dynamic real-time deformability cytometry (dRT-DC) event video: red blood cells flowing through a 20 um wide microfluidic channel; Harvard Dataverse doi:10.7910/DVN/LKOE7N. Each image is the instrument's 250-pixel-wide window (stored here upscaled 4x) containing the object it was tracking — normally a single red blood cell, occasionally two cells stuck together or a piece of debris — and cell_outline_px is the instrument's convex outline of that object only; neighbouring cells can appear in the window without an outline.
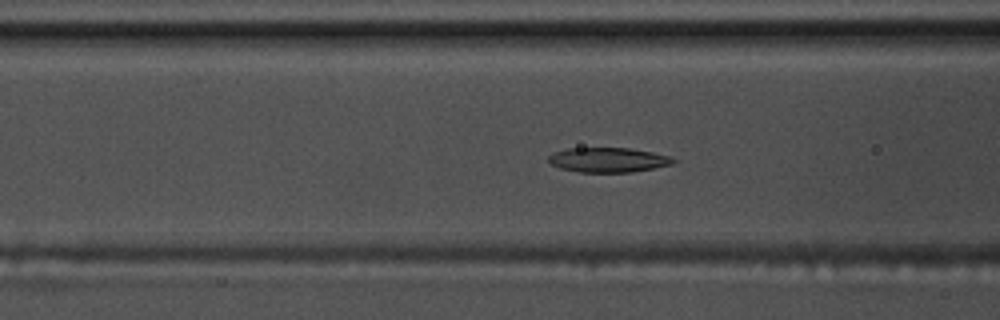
{"species": "common noctule bat (a hibernating species)", "species_latin": "Nyctalus noctula", "temperature_condition": "warm", "stored_images_in_passage": 58, "camera_frame_rate_fps": 3000, "um_per_image_px": 0.085, "animal": {"sex": "male", "body_mass_g": 17.5, "forearm_length_mm": 52.3}, "frame": {"image": 1, "passage_image": 23, "time_ms": 7.333, "image_size_px": [1000, 320], "cell_outline_px": [[676, 160], [672, 164], [632, 172], [580, 172], [560, 168], [552, 164], [548, 160], [548, 156], [552, 152], [568, 148], [628, 148], [652, 152], [668, 156]], "centroid_in_image_um": [51.65, 13.59], "position_along_channel_um": 115.0, "area_um2": 17.8}}
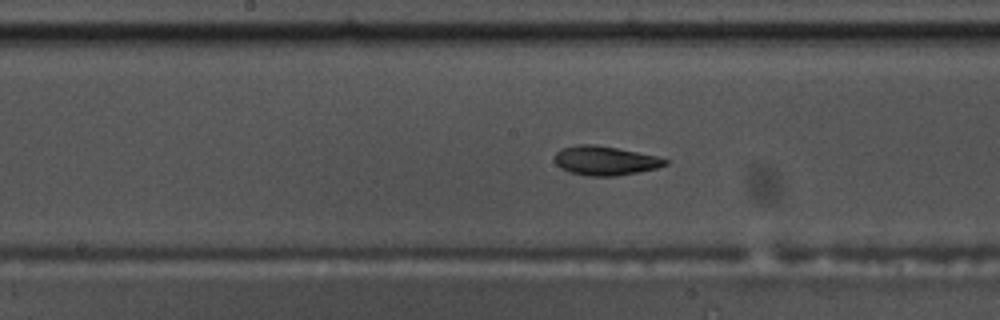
{"frame": {"image": 2, "passage_image": 30, "time_ms": 9.667, "image_size_px": [1000, 320], "cell_outline_px": [[668, 164], [656, 168], [616, 176], [588, 176], [568, 172], [560, 168], [556, 164], [556, 152], [560, 148], [576, 144], [592, 144], [616, 148], [656, 156], [668, 160]], "centroid_in_image_um": [51.39, 13.65], "position_along_channel_um": 196.8, "area_um2": 18.67}}
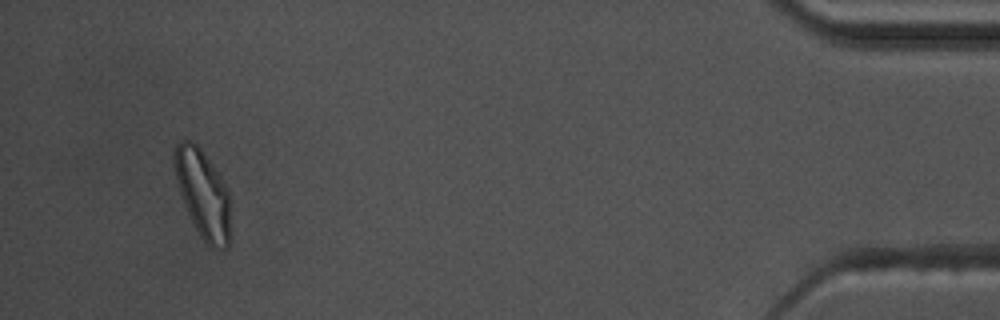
{"frame": {"image": 3, "passage_image": 55, "time_ms": 18.0, "image_size_px": [1000, 320], "cell_outline_px": [[228, 248], [212, 248], [200, 236], [188, 212], [176, 176], [172, 160], [172, 152], [176, 144], [180, 140], [188, 140], [196, 144], [200, 148], [220, 176], [228, 188]], "centroid_in_image_um": [17.22, 16.42], "position_along_channel_um": 418.0, "area_um2": 27.92}, "authors_computed_cell_mechanics": {"area_um2": 18.9873, "velocity_mm_per_s": 3.5225, "shape_relaxation_time_tau1_ms": 4.8102, "shape_relaxation_time_tau2_ms": 2.5439, "deformation_change_tau1": 0.1631, "deformation_change_tau2": 0.0887}}